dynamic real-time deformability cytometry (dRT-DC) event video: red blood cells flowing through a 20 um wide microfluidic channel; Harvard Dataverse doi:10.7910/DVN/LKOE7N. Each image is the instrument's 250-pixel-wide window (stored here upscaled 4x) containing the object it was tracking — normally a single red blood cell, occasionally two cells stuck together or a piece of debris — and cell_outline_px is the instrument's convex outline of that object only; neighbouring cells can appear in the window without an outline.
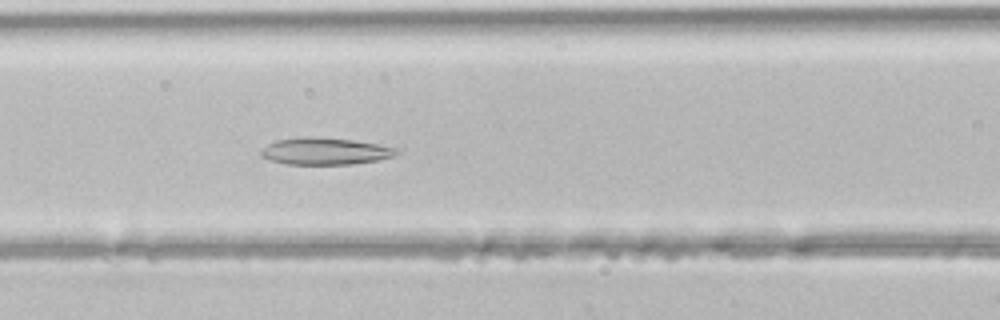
{"species": "common noctule bat (a hibernating species)", "species_latin": "Nyctalus noctula", "temperature_condition": "room temperature", "stored_images_in_passage": 46, "segment_of_instrument_passage": [1, 2], "camera_frame_rate_fps": 3000, "um_per_image_px": 0.085, "animal": {"sex": "male", "body_mass_g": 21.5, "forearm_length_mm": 52.0}, "frame": {"image": 1, "passage_image": 19, "time_ms": 6.0, "image_size_px": [1000, 320], "cell_outline_px": [[400, 152], [396, 156], [380, 160], [352, 164], [284, 164], [268, 160], [260, 156], [260, 152], [268, 144], [276, 140], [304, 136], [312, 136], [352, 140], [376, 144], [396, 148]], "centroid_in_image_um": [27.62, 12.86], "position_along_channel_um": 139.0, "area_um2": 21.44}}
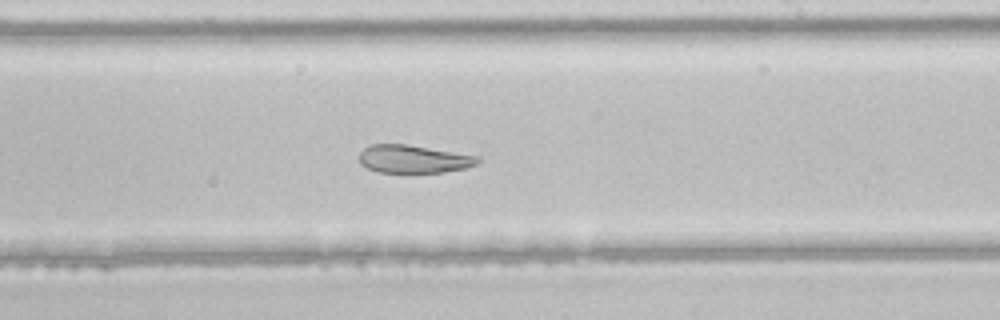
{"frame": {"image": 2, "passage_image": 27, "time_ms": 8.667, "image_size_px": [1000, 320], "cell_outline_px": [[480, 160], [476, 164], [468, 168], [444, 172], [380, 172], [368, 168], [360, 164], [360, 152], [364, 148], [372, 144], [404, 144], [480, 156]], "centroid_in_image_um": [35.17, 13.52], "position_along_channel_um": 253.8, "area_um2": 19.19}}
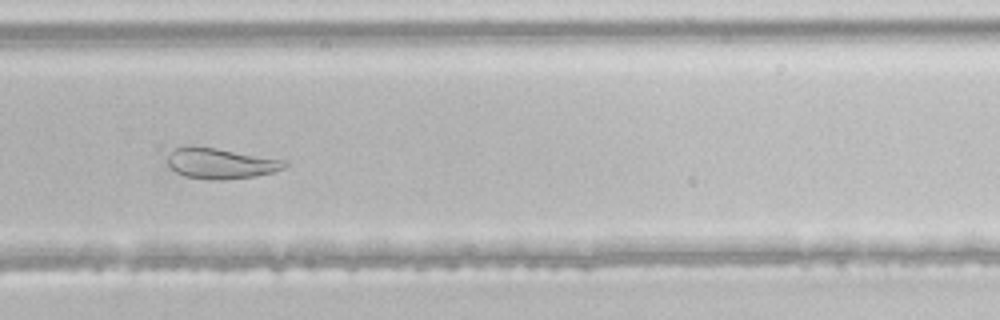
{"frame": {"image": 3, "passage_image": 31, "time_ms": 10.0, "image_size_px": [1000, 320], "cell_outline_px": [[288, 164], [284, 168], [276, 172], [256, 176], [224, 180], [208, 180], [184, 176], [176, 172], [168, 164], [168, 156], [176, 148], [216, 148], [288, 160]], "centroid_in_image_um": [18.86, 13.92], "position_along_channel_um": 310.9, "area_um2": 20.69}}